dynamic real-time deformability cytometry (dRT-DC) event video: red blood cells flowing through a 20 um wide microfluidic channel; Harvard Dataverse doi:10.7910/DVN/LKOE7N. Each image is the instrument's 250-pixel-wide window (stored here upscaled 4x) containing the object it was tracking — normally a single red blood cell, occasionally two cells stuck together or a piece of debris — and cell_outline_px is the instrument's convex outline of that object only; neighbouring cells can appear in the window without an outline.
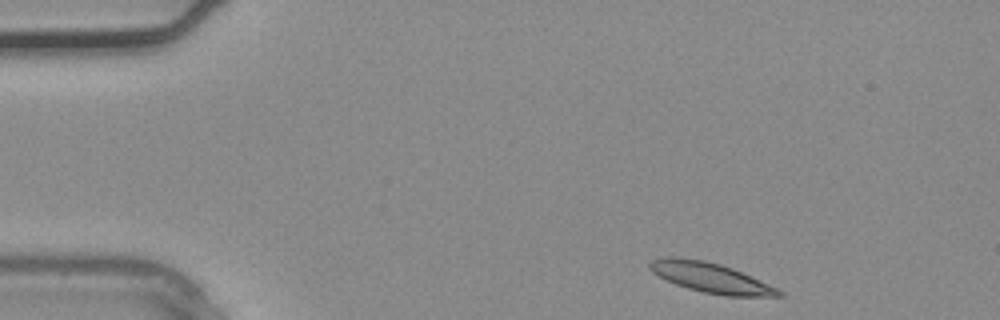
{"species": "common noctule bat (a hibernating species)", "species_latin": "Nyctalus noctula", "temperature_condition": "warm", "stored_images_in_passage": 2, "camera_frame_rate_fps": 3000, "um_per_image_px": 0.085, "animal": {"sex": "male", "body_mass_g": 20.4}, "frame": {"image": 1, "passage_image": 1, "time_ms": 0.0, "image_size_px": [1000, 320], "cell_outline_px": [[784, 296], [724, 296], [704, 292], [688, 288], [676, 284], [652, 272], [648, 268], [648, 264], [652, 260], [664, 256], [676, 256], [704, 260], [720, 264], [732, 268], [768, 284], [784, 292]], "centroid_in_image_um": [60.38, 23.59], "position_along_channel_um": 24.6, "area_um2": 22.37}}